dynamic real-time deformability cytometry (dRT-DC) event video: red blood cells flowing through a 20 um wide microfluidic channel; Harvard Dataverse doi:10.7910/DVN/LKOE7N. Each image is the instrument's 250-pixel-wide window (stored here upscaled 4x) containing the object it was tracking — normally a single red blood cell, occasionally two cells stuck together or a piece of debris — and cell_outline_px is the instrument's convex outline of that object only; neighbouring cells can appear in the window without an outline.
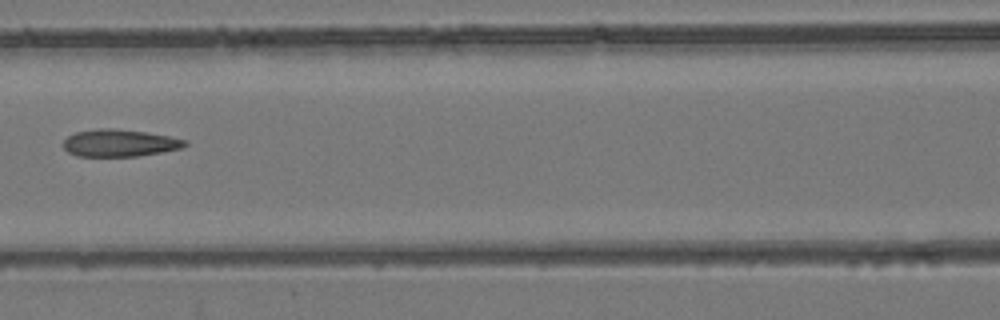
{"species": "common noctule bat (a hibernating species)", "species_latin": "Nyctalus noctula", "temperature_condition": "room temperature", "stored_images_in_passage": 5, "camera_frame_rate_fps": 3000, "um_per_image_px": 0.085, "animal": {"sex": "female", "body_mass_g": 24.6, "forearm_length_mm": 56.2}, "frame": {"image": 1, "passage_image": 5, "time_ms": 6.0, "image_size_px": [1000, 320], "cell_outline_px": [[188, 144], [180, 148], [140, 156], [76, 156], [68, 152], [64, 148], [64, 140], [68, 136], [76, 132], [100, 128], [112, 128], [144, 132], [168, 136], [188, 140]], "centroid_in_image_um": [10.15, 12.16], "position_along_channel_um": 156.4, "area_um2": 19.13}}